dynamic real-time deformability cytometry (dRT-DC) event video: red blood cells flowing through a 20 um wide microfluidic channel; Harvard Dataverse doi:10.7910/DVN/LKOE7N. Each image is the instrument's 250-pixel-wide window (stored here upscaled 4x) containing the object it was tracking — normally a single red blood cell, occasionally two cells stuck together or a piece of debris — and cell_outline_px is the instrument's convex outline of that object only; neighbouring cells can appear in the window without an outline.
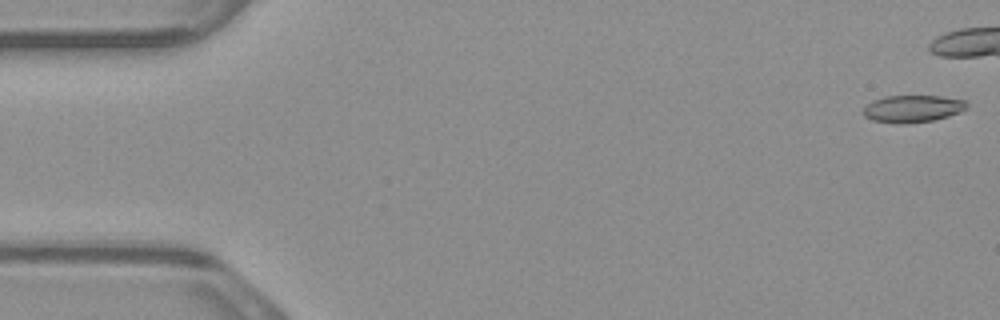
{"species": "common noctule bat (a hibernating species)", "species_latin": "Nyctalus noctula", "temperature_condition": "warm", "stored_images_in_passage": 41, "camera_frame_rate_fps": 3000, "um_per_image_px": 0.085, "animal": {"sex": "male", "body_mass_g": 23.1, "forearm_length_mm": 52.7}, "frame": {"image": 1, "passage_image": 1, "time_ms": 0.0, "image_size_px": [1000, 320], "cell_outline_px": [[968, 108], [960, 112], [948, 116], [932, 120], [904, 124], [872, 120], [864, 116], [864, 108], [872, 100], [884, 96], [940, 96], [964, 100], [968, 104]], "centroid_in_image_um": [77.58, 9.23], "position_along_channel_um": 7.4, "area_um2": 16.3}}
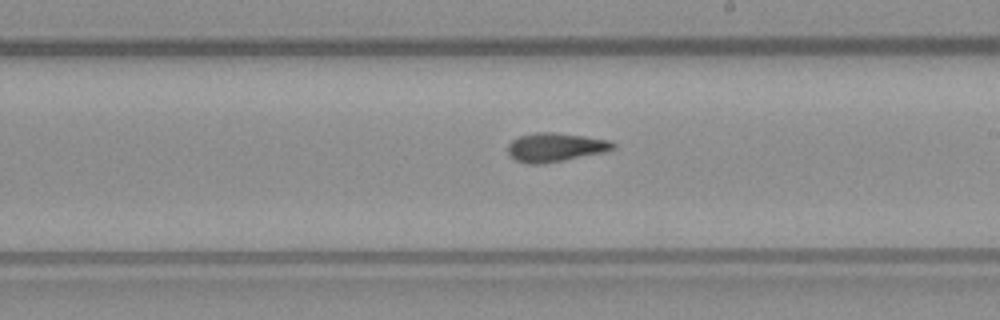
{"frame": {"image": 2, "passage_image": 30, "time_ms": 9.667, "image_size_px": [1000, 320], "cell_outline_px": [[616, 148], [604, 152], [564, 160], [540, 164], [528, 164], [516, 160], [508, 152], [508, 144], [512, 140], [520, 136], [536, 132], [552, 132], [584, 136], [608, 140], [616, 144]], "centroid_in_image_um": [47.21, 12.52], "position_along_channel_um": 241.8, "area_um2": 17.51}}
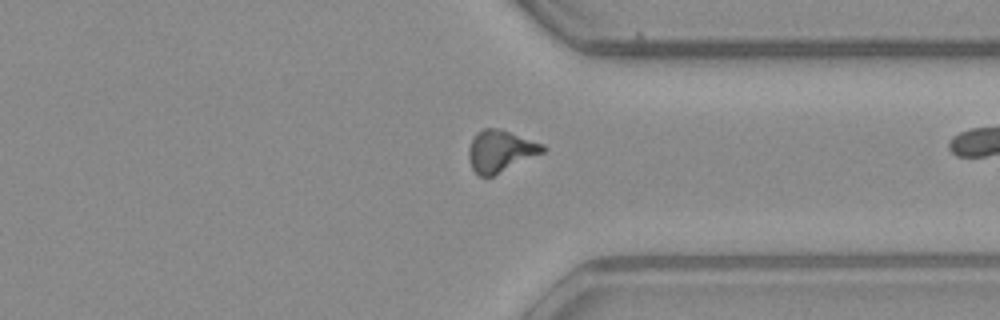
{"frame": {"image": 3, "passage_image": 40, "time_ms": 13.0, "image_size_px": [1000, 320], "cell_outline_px": [[548, 148], [544, 152], [492, 176], [480, 176], [472, 168], [468, 160], [468, 148], [476, 132], [484, 128], [504, 128], [544, 144]], "centroid_in_image_um": [42.55, 12.8], "position_along_channel_um": 368.8, "area_um2": 18.26}}